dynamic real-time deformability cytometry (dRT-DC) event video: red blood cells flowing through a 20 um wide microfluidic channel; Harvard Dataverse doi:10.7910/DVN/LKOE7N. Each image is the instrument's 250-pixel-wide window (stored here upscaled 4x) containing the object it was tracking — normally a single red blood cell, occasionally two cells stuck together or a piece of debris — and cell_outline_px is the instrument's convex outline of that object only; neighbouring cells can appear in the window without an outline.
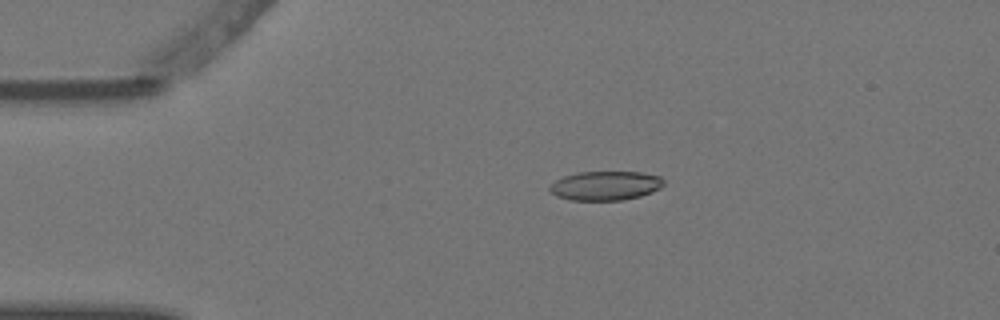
{"species": "Egyptian fruit bat (a non-hibernating species)", "species_latin": "Rousettus aegyptiacus", "temperature_condition": "warm", "stored_images_in_passage": 6, "camera_frame_rate_fps": 3000, "um_per_image_px": 0.085, "animal": {"sex": "female"}, "frame": {"image": 1, "passage_image": 4, "time_ms": 1.0, "image_size_px": [1000, 320], "cell_outline_px": [[664, 184], [660, 188], [652, 192], [640, 196], [620, 200], [568, 200], [556, 196], [548, 188], [556, 180], [564, 176], [576, 172], [640, 172], [660, 176], [664, 180]], "centroid_in_image_um": [51.46, 15.78], "position_along_channel_um": 33.5, "area_um2": 19.36}}
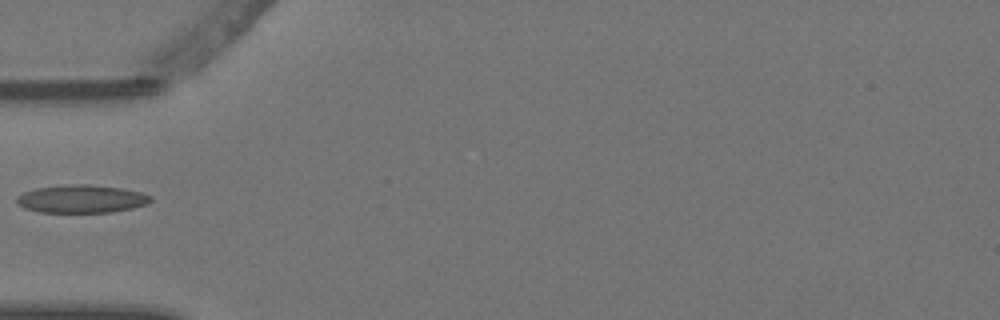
{"frame": {"image": 2, "passage_image": 6, "time_ms": 1.667, "image_size_px": [1000, 320], "cell_outline_px": [[152, 200], [148, 204], [132, 208], [112, 212], [40, 212], [24, 208], [16, 204], [16, 196], [24, 192], [36, 188], [64, 184], [92, 184], [120, 188], [140, 192], [152, 196]], "centroid_in_image_um": [6.91, 16.9], "position_along_channel_um": 78.1, "area_um2": 22.02}}